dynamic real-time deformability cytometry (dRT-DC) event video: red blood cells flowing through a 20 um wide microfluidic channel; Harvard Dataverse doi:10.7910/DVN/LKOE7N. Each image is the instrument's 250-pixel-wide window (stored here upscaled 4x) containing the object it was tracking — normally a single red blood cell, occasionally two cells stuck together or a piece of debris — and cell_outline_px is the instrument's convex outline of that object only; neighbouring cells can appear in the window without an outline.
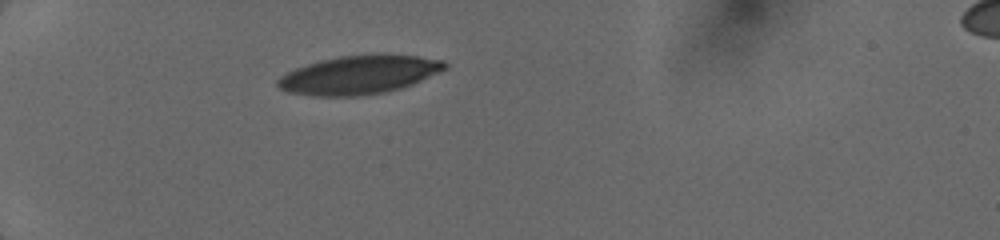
{"species": "human", "species_latin": "Homo sapiens", "temperature_condition": "cold", "stored_images_in_passage": 2, "camera_frame_rate_fps": 3000, "um_per_image_px": 0.085, "donor": {"sex": "female"}, "frame": {"image": 1, "passage_image": 1, "time_ms": 0.0, "image_size_px": [1000, 240], "cell_outline_px": [[448, 68], [412, 84], [400, 88], [384, 92], [360, 96], [312, 96], [288, 92], [280, 88], [276, 84], [276, 80], [280, 76], [296, 68], [320, 60], [340, 56], [372, 52], [376, 52], [416, 56], [444, 60], [448, 64]], "centroid_in_image_um": [30.54, 6.33], "position_along_channel_um": 54.5, "area_um2": 38.03}}